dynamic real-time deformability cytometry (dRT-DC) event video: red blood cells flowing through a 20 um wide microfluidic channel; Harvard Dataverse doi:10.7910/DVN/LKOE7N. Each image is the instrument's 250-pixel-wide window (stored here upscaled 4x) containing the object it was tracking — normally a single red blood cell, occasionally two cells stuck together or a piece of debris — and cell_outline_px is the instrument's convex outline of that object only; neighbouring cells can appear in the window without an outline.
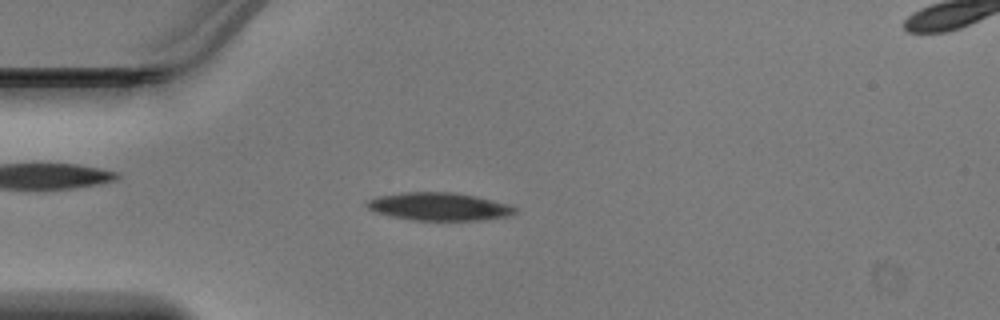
{"species": "Egyptian fruit bat (a non-hibernating species)", "species_latin": "Rousettus aegyptiacus", "temperature_condition": "warm", "stored_images_in_passage": 37, "camera_frame_rate_fps": 3000, "um_per_image_px": 0.085, "animal": {"sex": "male"}, "frame": {"image": 1, "passage_image": 3, "time_ms": 0.667, "image_size_px": [1000, 320], "cell_outline_px": [[516, 212], [508, 216], [476, 220], [416, 220], [392, 216], [376, 212], [368, 208], [364, 204], [368, 200], [376, 196], [404, 192], [456, 192], [476, 196], [512, 204], [516, 208]], "centroid_in_image_um": [37.33, 17.54], "position_along_channel_um": 47.7, "area_um2": 24.1}}
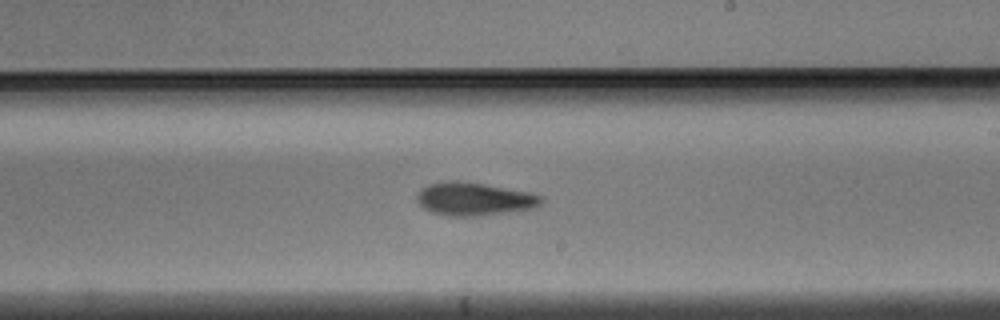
{"frame": {"image": 2, "passage_image": 18, "time_ms": 5.667, "image_size_px": [1000, 320], "cell_outline_px": [[544, 200], [536, 208], [476, 216], [448, 216], [432, 212], [424, 208], [416, 200], [416, 192], [420, 188], [428, 184], [484, 184], [532, 192], [544, 196]], "centroid_in_image_um": [40.37, 16.95], "position_along_channel_um": 248.6, "area_um2": 23.35}}
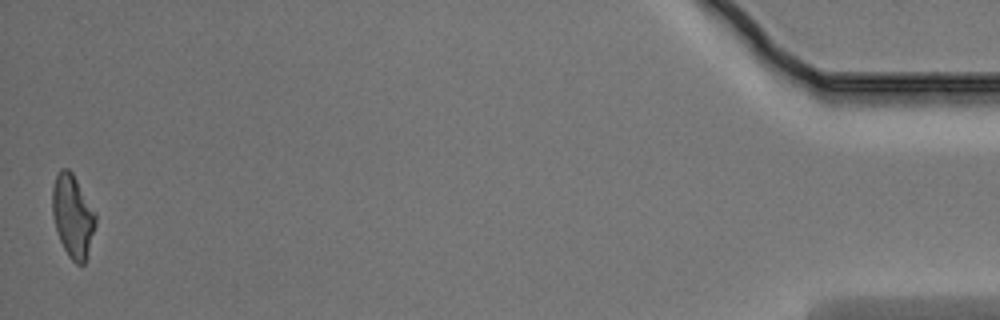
{"frame": {"image": 3, "passage_image": 37, "time_ms": 12.0, "image_size_px": [1000, 320], "cell_outline_px": [[96, 224], [84, 264], [76, 264], [68, 256], [60, 240], [52, 216], [52, 188], [56, 176], [60, 168], [68, 168], [72, 172], [96, 212]], "centroid_in_image_um": [6.18, 18.34], "position_along_channel_um": 429.0, "area_um2": 20.81}}